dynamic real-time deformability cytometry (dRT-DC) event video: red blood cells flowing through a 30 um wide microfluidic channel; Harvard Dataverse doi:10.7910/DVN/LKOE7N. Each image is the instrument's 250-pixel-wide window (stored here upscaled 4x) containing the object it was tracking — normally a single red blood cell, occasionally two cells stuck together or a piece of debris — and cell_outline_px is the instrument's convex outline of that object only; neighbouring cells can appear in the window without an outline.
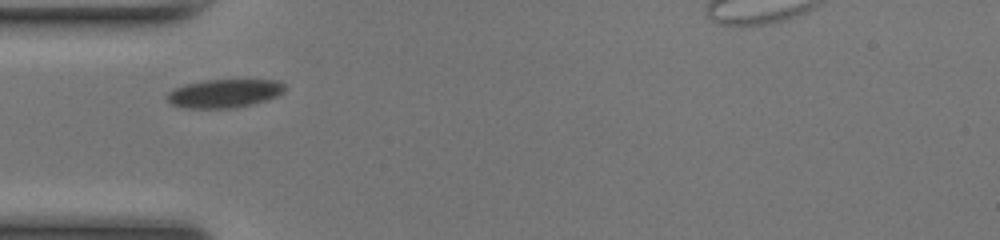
{"species": "common noctule bat (a hibernating species)", "species_latin": "Nyctalus noctula", "temperature_condition": "room temperature", "stored_images_in_passage": 22, "camera_frame_rate_fps": 3000, "um_per_image_px": 0.085, "animal": {"sex": "female", "body_mass_g": 17.0, "forearm_length_mm": 48.0}, "frame": {"image": 1, "passage_image": 1, "time_ms": 0.0, "image_size_px": [1000, 240], "cell_outline_px": [[284, 92], [276, 96], [264, 100], [248, 104], [228, 108], [188, 108], [172, 104], [168, 100], [168, 92], [184, 84], [204, 80], [276, 80], [284, 84]], "centroid_in_image_um": [19.05, 7.92], "position_along_channel_um": 66.0, "area_um2": 19.07}}
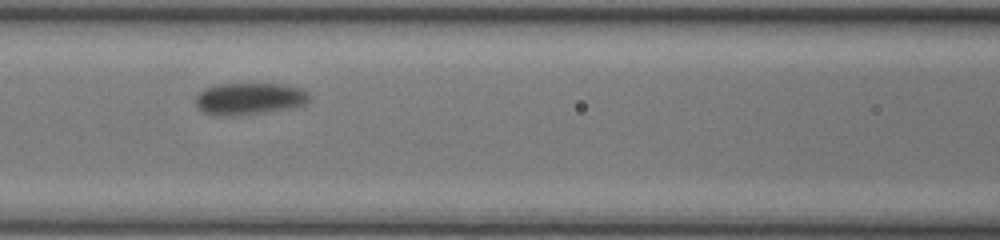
{"frame": {"image": 2, "passage_image": 7, "time_ms": 2.0, "image_size_px": [1000, 240], "cell_outline_px": [[312, 100], [308, 104], [292, 108], [240, 116], [216, 116], [200, 112], [196, 104], [196, 96], [204, 88], [216, 84], [280, 84], [300, 88], [308, 92]], "centroid_in_image_um": [21.2, 8.41], "position_along_channel_um": 145.4, "area_um2": 21.68}}
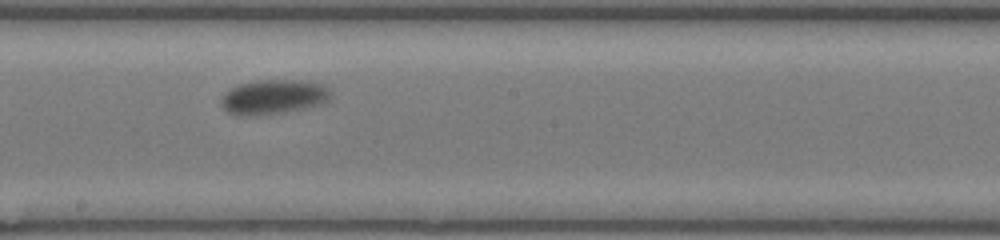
{"frame": {"image": 3, "passage_image": 13, "time_ms": 4.0, "image_size_px": [1000, 240], "cell_outline_px": [[332, 96], [328, 100], [320, 104], [304, 108], [252, 116], [240, 116], [228, 112], [220, 104], [220, 100], [232, 88], [240, 84], [260, 80], [304, 80], [320, 84], [328, 88], [332, 92]], "centroid_in_image_um": [23.26, 8.23], "position_along_channel_um": 224.9, "area_um2": 21.79}}